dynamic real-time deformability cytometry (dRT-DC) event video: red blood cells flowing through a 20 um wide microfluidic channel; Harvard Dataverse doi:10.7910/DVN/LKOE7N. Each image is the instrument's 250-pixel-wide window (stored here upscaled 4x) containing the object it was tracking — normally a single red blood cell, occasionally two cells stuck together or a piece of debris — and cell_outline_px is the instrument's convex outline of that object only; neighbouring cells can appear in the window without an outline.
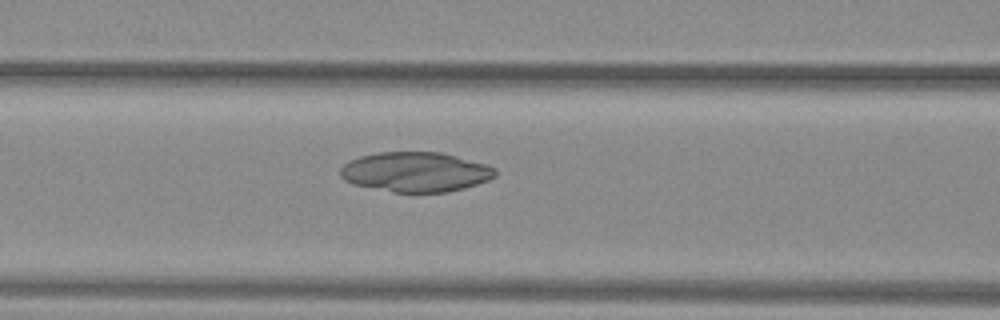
{"species": "common noctule bat (a hibernating species)", "species_latin": "Nyctalus noctula", "temperature_condition": "warm", "stored_images_in_passage": 37, "camera_frame_rate_fps": 3000, "um_per_image_px": 0.085, "animal": {"sex": "female", "body_mass_g": 29.2, "forearm_length_mm": 56.3}, "frame": {"image": 1, "passage_image": 10, "time_ms": 3.0, "image_size_px": [1000, 320], "cell_outline_px": [[496, 176], [488, 180], [464, 188], [448, 192], [392, 192], [352, 184], [344, 180], [340, 176], [340, 168], [348, 160], [360, 156], [380, 152], [440, 152], [456, 156], [484, 164], [496, 168]], "centroid_in_image_um": [35.29, 14.62], "position_along_channel_um": 131.3, "area_um2": 35.95}}
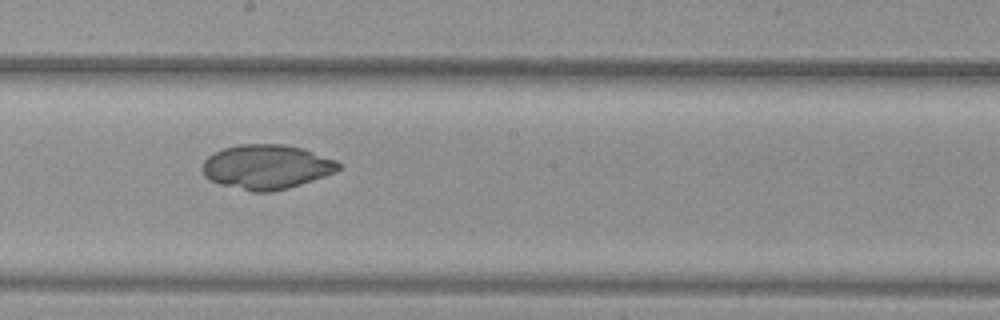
{"frame": {"image": 2, "passage_image": 17, "time_ms": 5.333, "image_size_px": [1000, 320], "cell_outline_px": [[340, 168], [336, 172], [288, 188], [272, 192], [252, 192], [220, 184], [208, 180], [204, 176], [204, 160], [212, 152], [224, 148], [240, 144], [284, 144], [304, 148], [336, 160], [340, 164]], "centroid_in_image_um": [22.65, 14.18], "position_along_channel_um": 225.5, "area_um2": 35.37}}
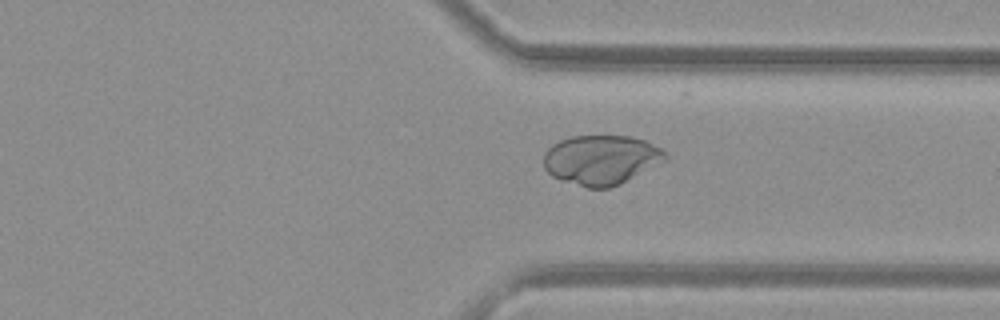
{"frame": {"image": 3, "passage_image": 27, "time_ms": 8.667, "image_size_px": [1000, 320], "cell_outline_px": [[668, 160], [620, 184], [608, 188], [588, 188], [552, 176], [544, 168], [544, 152], [552, 144], [560, 140], [572, 136], [632, 136], [644, 140], [660, 148], [668, 156]], "centroid_in_image_um": [51.11, 13.58], "position_along_channel_um": 360.3, "area_um2": 35.14}}